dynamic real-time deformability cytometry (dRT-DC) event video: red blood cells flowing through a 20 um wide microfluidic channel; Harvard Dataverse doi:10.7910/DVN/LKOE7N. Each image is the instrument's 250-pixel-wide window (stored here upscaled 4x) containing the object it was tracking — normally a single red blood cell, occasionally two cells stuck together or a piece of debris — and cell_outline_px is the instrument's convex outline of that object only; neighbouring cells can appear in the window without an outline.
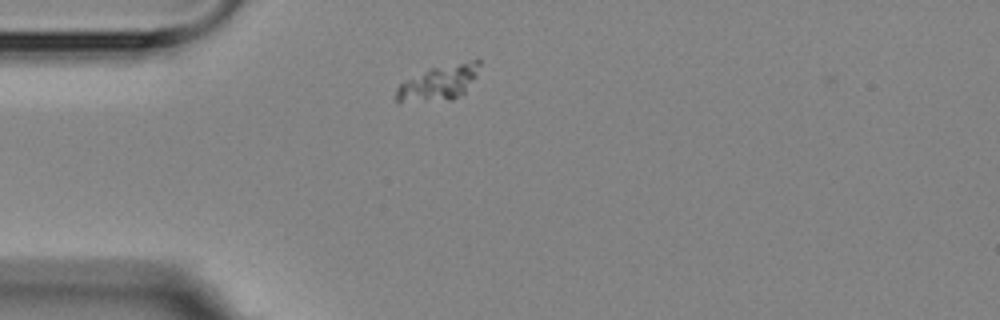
{"species": "Egyptian fruit bat (a non-hibernating species)", "species_latin": "Rousettus aegyptiacus", "temperature_condition": "room temperature", "stored_images_in_passage": 5, "segment_of_instrument_passage": [2, 2], "camera_frame_rate_fps": 3000, "um_per_image_px": 0.085, "animal": {"sex": "female"}, "frame": {"image": 1, "passage_image": 5, "time_ms": 5.667, "image_size_px": [1000, 320], "cell_outline_px": [[480, 64], [476, 76], [464, 92], [452, 100], [396, 104], [396, 88], [400, 84], [428, 68], [472, 60], [480, 60]], "centroid_in_image_um": [37.24, 7.07], "position_along_channel_um": 47.8, "area_um2": 17.22}}